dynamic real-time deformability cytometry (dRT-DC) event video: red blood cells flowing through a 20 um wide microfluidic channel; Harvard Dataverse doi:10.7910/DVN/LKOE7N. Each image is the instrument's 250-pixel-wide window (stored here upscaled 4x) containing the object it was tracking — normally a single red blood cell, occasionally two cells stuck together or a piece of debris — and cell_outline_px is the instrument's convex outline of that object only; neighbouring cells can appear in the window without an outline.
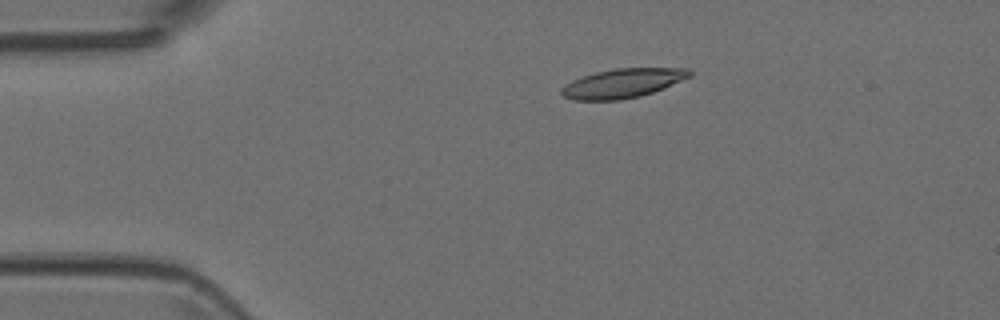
{"species": "Egyptian fruit bat (a non-hibernating species)", "species_latin": "Rousettus aegyptiacus", "temperature_condition": "room temperature", "stored_images_in_passage": 7, "camera_frame_rate_fps": 3000, "um_per_image_px": 0.085, "animal": {"sex": "female"}, "frame": {"image": 1, "passage_image": 4, "time_ms": 1.0, "image_size_px": [1000, 320], "cell_outline_px": [[692, 76], [652, 92], [640, 96], [620, 100], [576, 100], [564, 96], [560, 92], [560, 88], [572, 80], [596, 72], [616, 68], [688, 68], [692, 72]], "centroid_in_image_um": [52.93, 7.07], "position_along_channel_um": 32.1, "area_um2": 21.62}}
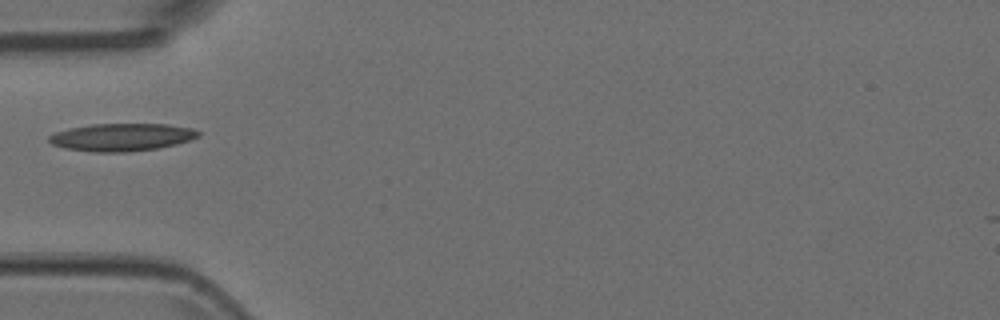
{"frame": {"image": 2, "passage_image": 6, "time_ms": 1.667, "image_size_px": [1000, 320], "cell_outline_px": [[200, 136], [176, 144], [156, 148], [128, 152], [92, 152], [64, 148], [52, 144], [48, 140], [48, 136], [56, 132], [68, 128], [92, 124], [168, 124], [192, 128], [200, 132]], "centroid_in_image_um": [10.33, 11.66], "position_along_channel_um": 74.7, "area_um2": 24.04}}
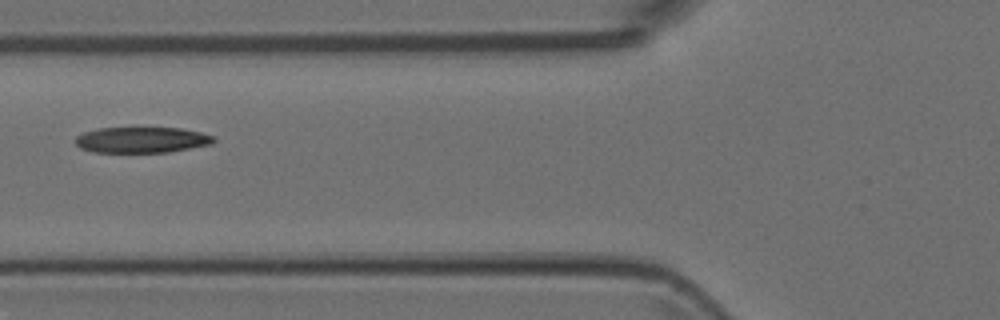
{"frame": {"image": 3, "passage_image": 7, "time_ms": 2.0, "image_size_px": [1000, 320], "cell_outline_px": [[216, 140], [212, 144], [168, 152], [92, 152], [80, 148], [76, 144], [76, 136], [84, 132], [100, 128], [180, 128], [200, 132], [216, 136]], "centroid_in_image_um": [12.07, 11.89], "position_along_channel_um": 113.7, "area_um2": 20.81}}